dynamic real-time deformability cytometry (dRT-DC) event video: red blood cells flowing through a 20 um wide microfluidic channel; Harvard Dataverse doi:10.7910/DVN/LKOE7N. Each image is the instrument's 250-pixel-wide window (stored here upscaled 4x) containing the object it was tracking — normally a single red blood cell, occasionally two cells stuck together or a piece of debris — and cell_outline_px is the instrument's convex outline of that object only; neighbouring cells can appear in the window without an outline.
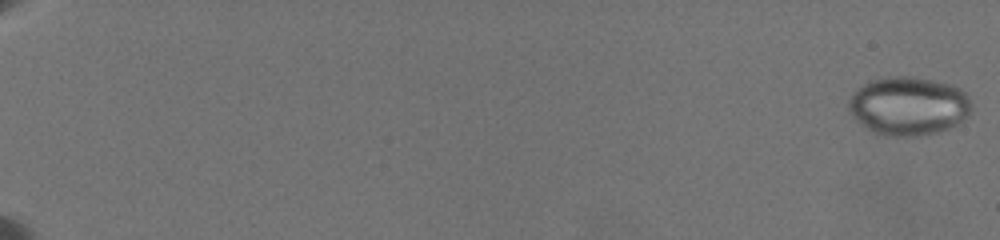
{"species": "common noctule bat (a hibernating species)", "species_latin": "Nyctalus noctula", "temperature_condition": "warm", "stored_images_in_passage": 70, "camera_frame_rate_fps": 3000, "um_per_image_px": 0.085, "animal": {"sex": "female", "body_mass_g": 19.5, "forearm_length_mm": 54.1}, "frame": {"image": 1, "passage_image": 1, "time_ms": 0.0, "image_size_px": [1000, 240], "cell_outline_px": [[972, 108], [968, 116], [956, 124], [948, 128], [936, 132], [916, 136], [884, 136], [872, 132], [856, 120], [852, 116], [848, 108], [848, 100], [864, 84], [872, 80], [892, 76], [912, 76], [932, 80], [948, 84], [960, 88], [968, 96]], "centroid_in_image_um": [77.22, 9.02], "position_along_channel_um": 7.8, "area_um2": 41.73}}
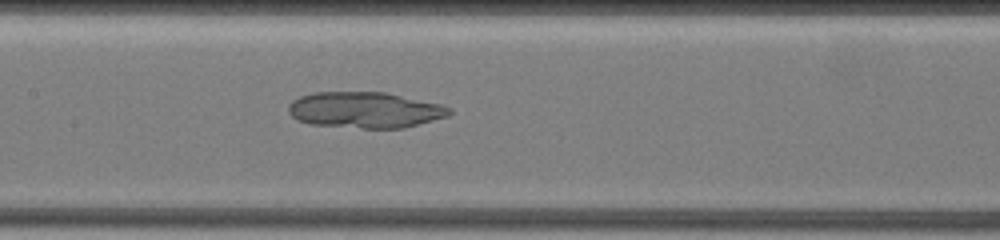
{"frame": {"image": 2, "passage_image": 44, "time_ms": 11.667, "image_size_px": [1000, 240], "cell_outline_px": [[452, 112], [448, 116], [404, 128], [360, 128], [308, 124], [292, 116], [288, 112], [288, 104], [292, 100], [300, 96], [312, 92], [384, 92], [440, 104], [452, 108]], "centroid_in_image_um": [31.0, 9.35], "position_along_channel_um": 176.4, "area_um2": 33.81}}
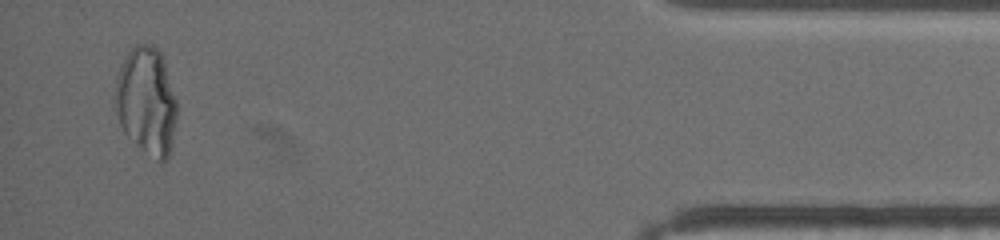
{"frame": {"image": 3, "passage_image": 69, "time_ms": 20.333, "image_size_px": [1000, 240], "cell_outline_px": [[176, 120], [172, 140], [168, 156], [160, 164], [128, 136], [124, 132], [112, 108], [112, 104], [116, 76], [128, 52], [136, 44], [152, 44], [160, 52], [176, 100]], "centroid_in_image_um": [12.4, 8.59], "position_along_channel_um": 422.8, "area_um2": 38.67}}